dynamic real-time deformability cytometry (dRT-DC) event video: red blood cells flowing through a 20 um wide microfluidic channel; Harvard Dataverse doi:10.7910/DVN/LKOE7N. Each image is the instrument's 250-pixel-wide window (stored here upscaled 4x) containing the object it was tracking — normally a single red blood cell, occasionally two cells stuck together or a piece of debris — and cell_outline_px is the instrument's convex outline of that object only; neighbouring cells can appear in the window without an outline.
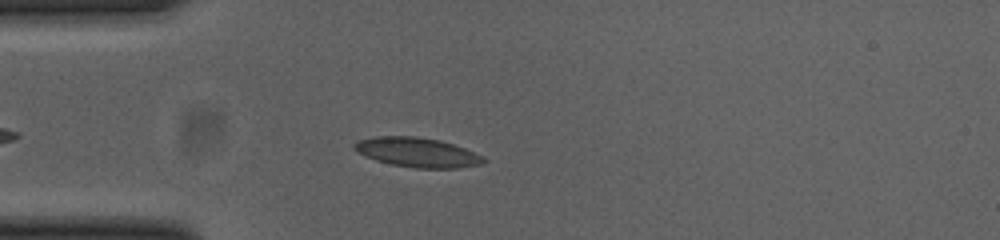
{"species": "common noctule bat (a hibernating species)", "species_latin": "Nyctalus noctula", "temperature_condition": "cold", "stored_images_in_passage": 40, "camera_frame_rate_fps": 3000, "um_per_image_px": 0.085, "animal": {"sex": "female", "body_mass_g": 23.0, "forearm_length_mm": 53.4}, "frame": {"image": 1, "passage_image": 8, "time_ms": 2.333, "image_size_px": [1000, 240], "cell_outline_px": [[488, 160], [480, 164], [456, 168], [416, 168], [392, 164], [376, 160], [356, 152], [352, 148], [352, 144], [360, 140], [376, 136], [416, 136], [440, 140], [464, 148], [484, 156]], "centroid_in_image_um": [35.46, 12.94], "position_along_channel_um": 49.5, "area_um2": 22.2}}
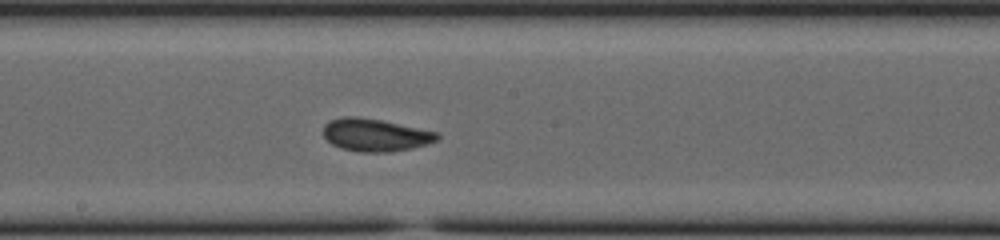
{"frame": {"image": 2, "passage_image": 22, "time_ms": 7.0, "image_size_px": [1000, 240], "cell_outline_px": [[440, 136], [436, 140], [428, 144], [412, 148], [388, 152], [360, 152], [340, 148], [332, 144], [324, 136], [324, 124], [328, 120], [344, 116], [356, 116], [380, 120], [440, 132]], "centroid_in_image_um": [31.9, 11.47], "position_along_channel_um": 216.3, "area_um2": 21.73}}
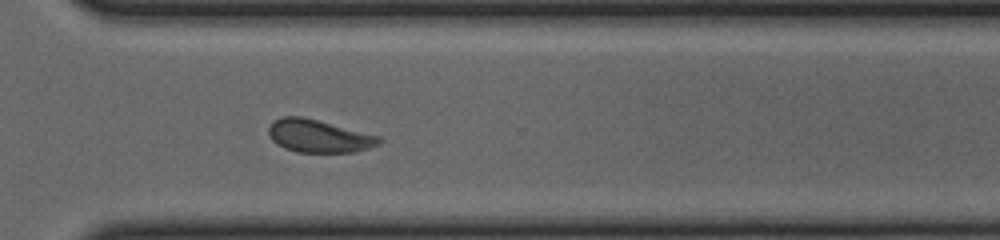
{"frame": {"image": 3, "passage_image": 32, "time_ms": 10.333, "image_size_px": [1000, 240], "cell_outline_px": [[384, 140], [380, 144], [368, 148], [352, 152], [296, 152], [284, 148], [276, 144], [272, 140], [268, 132], [268, 128], [276, 120], [284, 116], [300, 116], [380, 136]], "centroid_in_image_um": [27.1, 11.58], "position_along_channel_um": 343.5, "area_um2": 20.87}, "authors_computed_cell_mechanics": {"area_um2": 21.2126, "velocity_mm_per_s": 3.8109, "shape_relaxation_time_tau1_ms": 4.9026, "shape_relaxation_time_tau2_ms": 1.5717, "deformation_change_tau1": 0.1095, "deformation_change_tau2": 0.053}}